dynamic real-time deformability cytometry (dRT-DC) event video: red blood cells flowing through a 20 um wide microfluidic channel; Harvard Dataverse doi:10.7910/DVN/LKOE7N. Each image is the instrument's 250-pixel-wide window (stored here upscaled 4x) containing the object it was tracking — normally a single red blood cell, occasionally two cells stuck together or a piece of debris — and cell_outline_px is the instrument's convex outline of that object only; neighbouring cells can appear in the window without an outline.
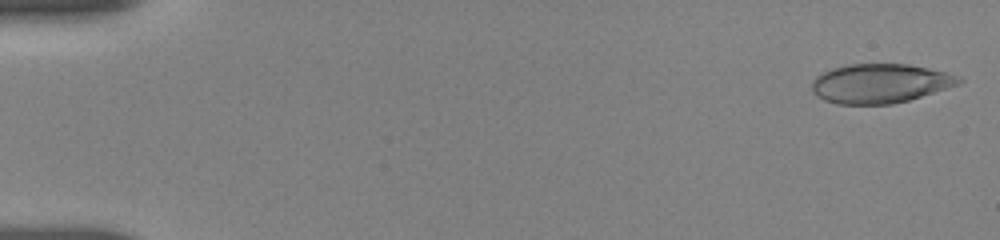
{"species": "human", "species_latin": "Homo sapiens", "temperature_condition": "room temperature", "stored_images_in_passage": 54, "camera_frame_rate_fps": 3000, "um_per_image_px": 0.085, "donor": {"sex": "female"}, "frame": {"image": 1, "passage_image": 1, "time_ms": 0.0, "image_size_px": [1000, 240], "cell_outline_px": [[964, 80], [960, 84], [908, 100], [892, 104], [836, 104], [824, 100], [816, 96], [812, 92], [812, 80], [816, 76], [832, 68], [848, 64], [908, 64], [948, 72], [960, 76]], "centroid_in_image_um": [74.81, 7.09], "position_along_channel_um": 10.2, "area_um2": 33.76}}
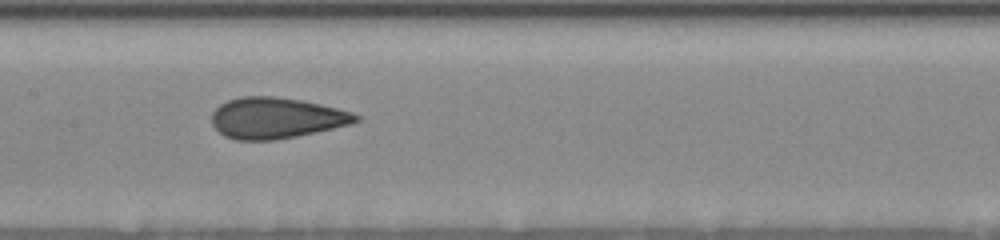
{"frame": {"image": 2, "passage_image": 27, "time_ms": 8.667, "image_size_px": [1000, 240], "cell_outline_px": [[360, 120], [352, 124], [296, 136], [276, 140], [236, 140], [224, 136], [212, 124], [212, 112], [220, 104], [228, 100], [244, 96], [276, 96], [300, 100], [320, 104], [352, 112], [360, 116]], "centroid_in_image_um": [23.47, 10.03], "position_along_channel_um": 183.9, "area_um2": 34.33}}
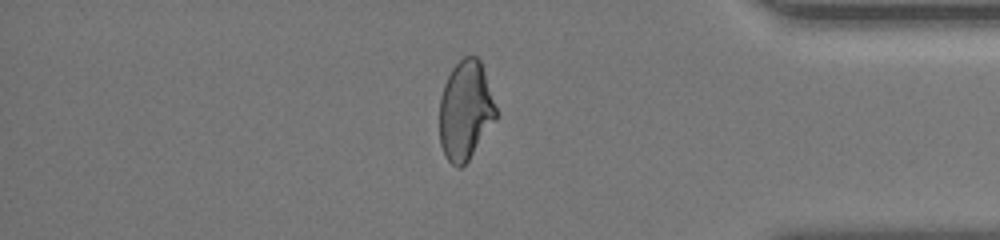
{"frame": {"image": 3, "passage_image": 46, "time_ms": 15.0, "image_size_px": [1000, 240], "cell_outline_px": [[496, 120], [468, 160], [460, 168], [456, 168], [448, 160], [440, 144], [440, 96], [444, 84], [452, 68], [464, 56], [476, 56], [480, 60], [496, 108]], "centroid_in_image_um": [39.55, 9.4], "position_along_channel_um": 395.7, "area_um2": 32.31}, "authors_computed_cell_mechanics": {"area_um2": 34.2465, "velocity_mm_per_s": 3.685, "shape_relaxation_time_tau1_ms": null, "shape_relaxation_time_tau2_ms": 1.0677, "deformation_change_tau1": null, "deformation_change_tau2": 0.0638}}